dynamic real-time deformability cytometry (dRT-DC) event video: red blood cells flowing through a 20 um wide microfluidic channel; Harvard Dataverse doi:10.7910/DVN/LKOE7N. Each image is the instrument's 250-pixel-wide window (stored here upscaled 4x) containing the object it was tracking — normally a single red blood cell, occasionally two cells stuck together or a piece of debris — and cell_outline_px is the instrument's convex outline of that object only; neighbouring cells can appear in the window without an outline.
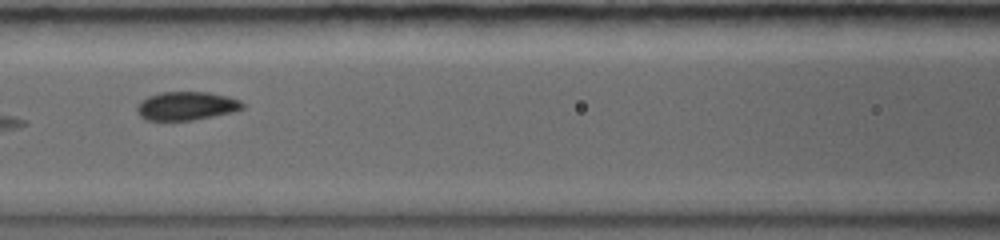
{"species": "common noctule bat (a hibernating species)", "species_latin": "Nyctalus noctula", "temperature_condition": "warm", "stored_images_in_passage": 15, "camera_frame_rate_fps": 5000, "um_per_image_px": 0.085, "animal": {"sex": "female", "body_mass_g": 19.0, "forearm_length_mm": 56.7}, "frame": {"image": 1, "passage_image": 7, "time_ms": 5.6, "image_size_px": [1000, 240], "cell_outline_px": [[244, 108], [232, 112], [192, 120], [144, 120], [136, 112], [136, 108], [140, 100], [148, 96], [160, 92], [208, 92], [228, 96], [240, 100], [244, 104]], "centroid_in_image_um": [15.81, 9.0], "position_along_channel_um": 150.8, "area_um2": 17.63}}